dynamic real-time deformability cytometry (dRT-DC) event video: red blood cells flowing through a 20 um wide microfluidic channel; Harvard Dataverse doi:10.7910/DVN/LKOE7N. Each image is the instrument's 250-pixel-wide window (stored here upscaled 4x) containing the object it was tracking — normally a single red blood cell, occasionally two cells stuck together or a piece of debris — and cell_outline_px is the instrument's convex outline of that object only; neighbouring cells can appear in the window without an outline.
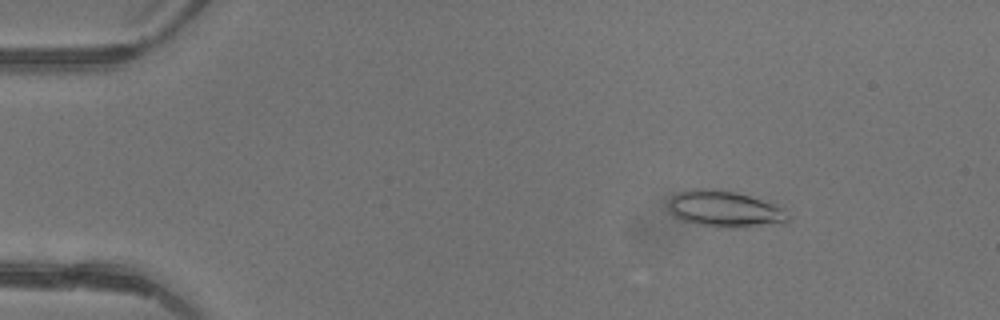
{"species": "common noctule bat (a hibernating species)", "species_latin": "Nyctalus noctula", "temperature_condition": "warm", "stored_images_in_passage": 4, "camera_frame_rate_fps": 3000, "um_per_image_px": 0.085, "animal": {"sex": "female"}, "frame": {"image": 1, "passage_image": 2, "time_ms": 0.333, "image_size_px": [1000, 320], "cell_outline_px": [[792, 216], [784, 224], [736, 228], [732, 228], [704, 224], [680, 220], [668, 208], [668, 204], [672, 196], [676, 192], [688, 188], [712, 188], [736, 192], [776, 204], [784, 208]], "centroid_in_image_um": [61.66, 17.75], "position_along_channel_um": 23.3, "area_um2": 25.66}}